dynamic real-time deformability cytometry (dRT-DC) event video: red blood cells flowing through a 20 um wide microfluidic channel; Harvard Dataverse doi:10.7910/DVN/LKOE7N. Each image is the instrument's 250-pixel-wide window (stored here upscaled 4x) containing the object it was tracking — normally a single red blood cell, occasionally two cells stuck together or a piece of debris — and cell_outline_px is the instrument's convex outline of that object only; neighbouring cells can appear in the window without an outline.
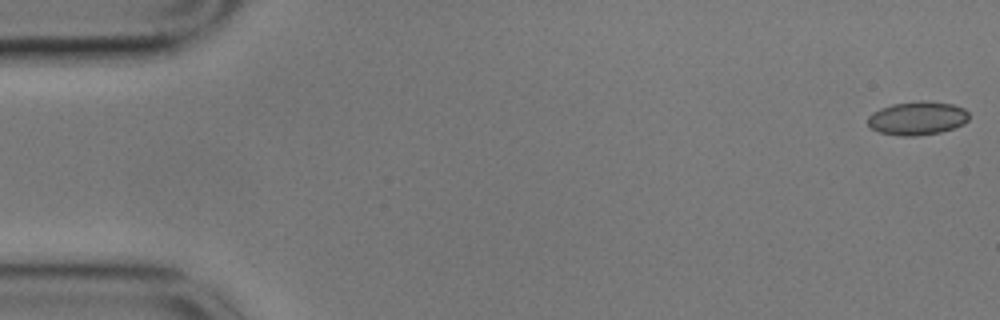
{"species": "common noctule bat (a hibernating species)", "species_latin": "Nyctalus noctula", "temperature_condition": "cold", "stored_images_in_passage": 56, "camera_frame_rate_fps": 3000, "um_per_image_px": 0.085, "animal": {"sex": "male", "body_mass_g": 17.9}, "frame": {"image": 1, "passage_image": 1, "time_ms": 0.0, "image_size_px": [1000, 320], "cell_outline_px": [[968, 120], [964, 124], [940, 132], [916, 136], [900, 136], [880, 132], [872, 128], [868, 124], [868, 116], [872, 112], [880, 108], [892, 104], [920, 100], [924, 100], [952, 104], [964, 108], [968, 112]], "centroid_in_image_um": [77.97, 10.04], "position_along_channel_um": 7.0, "area_um2": 19.83}}
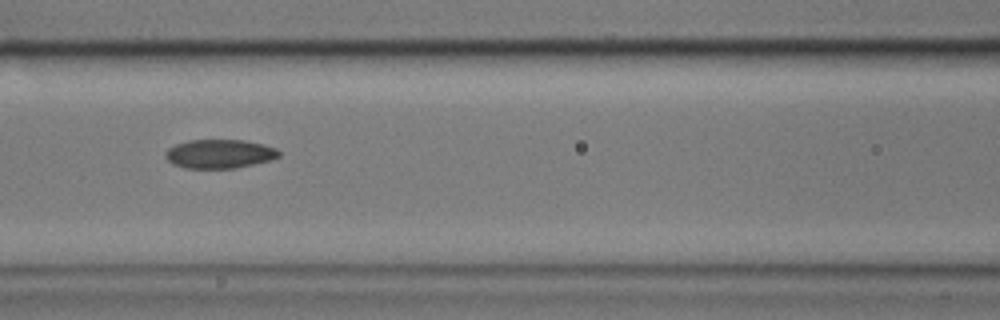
{"frame": {"image": 2, "passage_image": 24, "time_ms": 7.667, "image_size_px": [1000, 320], "cell_outline_px": [[280, 156], [272, 160], [236, 168], [184, 168], [172, 164], [164, 156], [164, 152], [168, 148], [176, 144], [188, 140], [244, 140], [264, 144], [276, 148], [280, 152]], "centroid_in_image_um": [18.66, 13.08], "position_along_channel_um": 147.9, "area_um2": 19.31}}
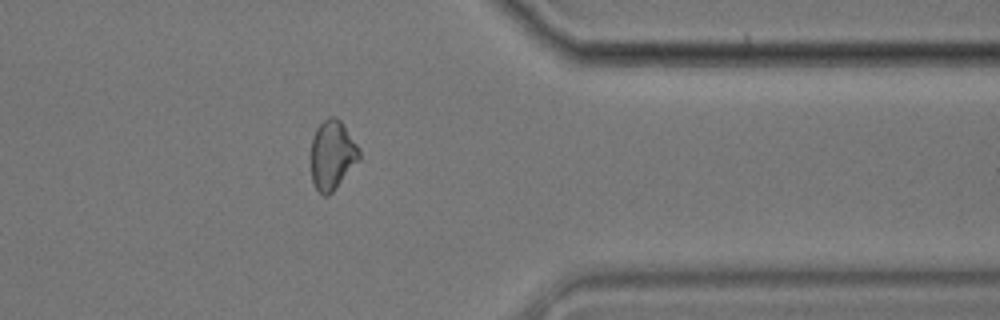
{"frame": {"image": 3, "passage_image": 45, "time_ms": 14.667, "image_size_px": [1000, 320], "cell_outline_px": [[360, 160], [336, 188], [328, 196], [324, 196], [316, 188], [312, 180], [312, 136], [316, 128], [328, 116], [336, 116], [344, 124], [360, 148]], "centroid_in_image_um": [28.27, 13.15], "position_along_channel_um": 383.1, "area_um2": 19.59}, "authors_computed_cell_mechanics": {"area_um2": 19.5942, "velocity_mm_per_s": 3.55, "shape_relaxation_time_tau1_ms": null, "shape_relaxation_time_tau2_ms": 3.17, "deformation_change_tau1": null, "deformation_change_tau2": 0.0808}}